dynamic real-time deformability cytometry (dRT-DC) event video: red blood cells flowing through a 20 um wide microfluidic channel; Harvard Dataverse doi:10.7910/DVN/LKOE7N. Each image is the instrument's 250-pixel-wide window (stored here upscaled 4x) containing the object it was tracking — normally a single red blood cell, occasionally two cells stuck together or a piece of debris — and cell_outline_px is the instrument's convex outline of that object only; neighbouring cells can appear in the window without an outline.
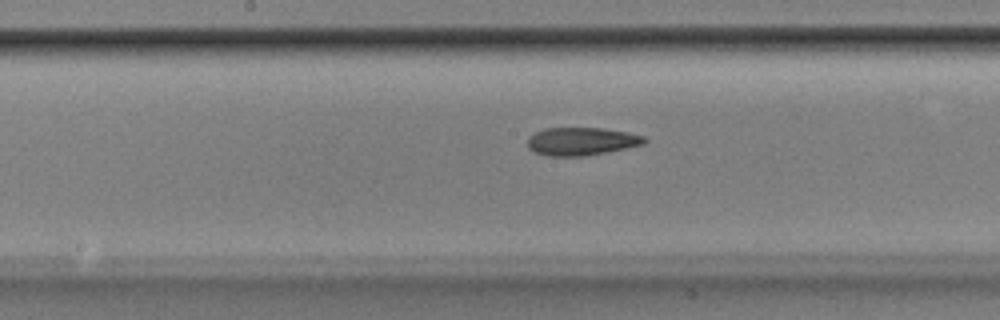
{"species": "Egyptian fruit bat (a non-hibernating species)", "species_latin": "Rousettus aegyptiacus", "temperature_condition": "room temperature", "stored_images_in_passage": 37, "camera_frame_rate_fps": 3000, "um_per_image_px": 0.085, "animal": {"sex": "male"}, "frame": {"image": 1, "passage_image": 12, "time_ms": 3.667, "image_size_px": [1000, 320], "cell_outline_px": [[648, 140], [644, 144], [608, 152], [584, 156], [548, 156], [536, 152], [528, 148], [528, 136], [544, 128], [604, 128], [628, 132], [644, 136]], "centroid_in_image_um": [49.44, 12.01], "position_along_channel_um": 198.8, "area_um2": 19.13}}
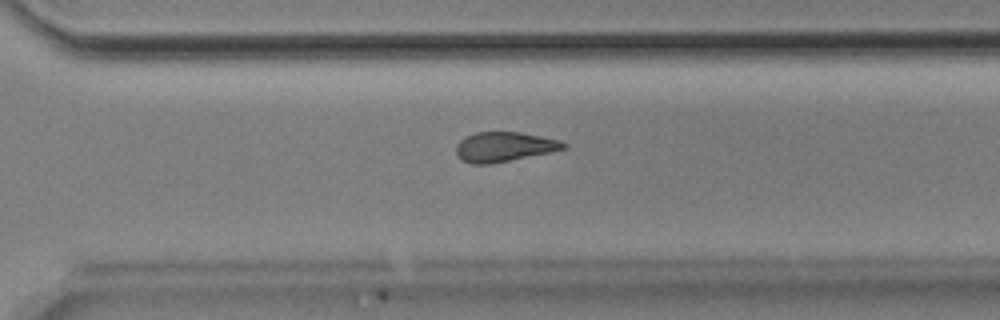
{"frame": {"image": 2, "passage_image": 22, "time_ms": 7.0, "image_size_px": [1000, 320], "cell_outline_px": [[568, 148], [488, 164], [472, 164], [460, 160], [456, 156], [456, 144], [460, 140], [476, 132], [520, 132], [560, 140], [568, 144]], "centroid_in_image_um": [42.82, 12.47], "position_along_channel_um": 327.8, "area_um2": 18.44}}
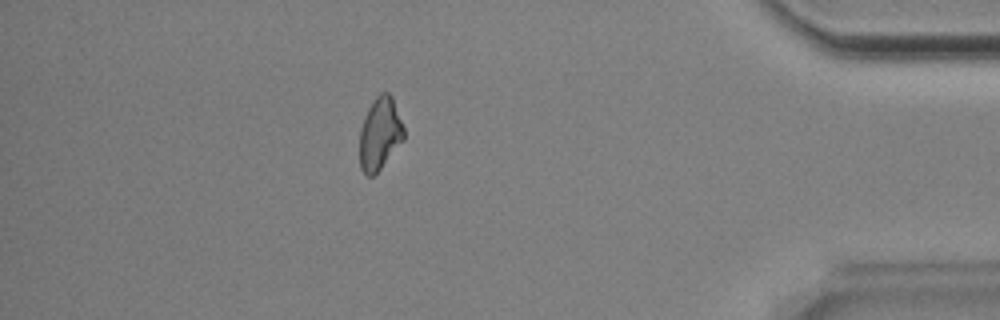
{"frame": {"image": 3, "passage_image": 31, "time_ms": 10.0, "image_size_px": [1000, 320], "cell_outline_px": [[404, 140], [380, 168], [372, 176], [368, 176], [360, 168], [360, 128], [368, 108], [376, 96], [380, 92], [388, 92], [392, 96], [404, 128]], "centroid_in_image_um": [32.29, 11.34], "position_along_channel_um": 402.9, "area_um2": 18.5}, "authors_computed_cell_mechanics": {"area_um2": 18.8428, "velocity_mm_per_s": 3.8852, "shape_relaxation_time_tau1_ms": null, "shape_relaxation_time_tau2_ms": 2.7132, "deformation_change_tau1": null, "deformation_change_tau2": 0.0983}}